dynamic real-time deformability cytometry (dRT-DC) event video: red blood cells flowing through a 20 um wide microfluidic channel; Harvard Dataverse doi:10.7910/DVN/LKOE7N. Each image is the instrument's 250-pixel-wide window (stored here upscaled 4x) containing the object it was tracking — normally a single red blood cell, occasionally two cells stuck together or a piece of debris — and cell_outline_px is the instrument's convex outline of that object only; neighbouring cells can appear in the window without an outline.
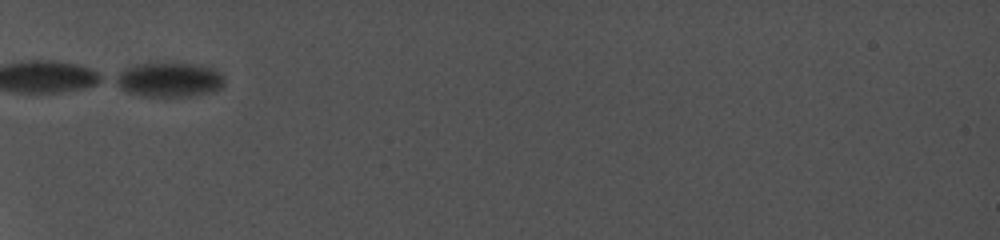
{"species": "common noctule bat (a hibernating species)", "species_latin": "Nyctalus noctula", "temperature_condition": "cold", "stored_images_in_passage": 26, "camera_frame_rate_fps": 5000, "um_per_image_px": 0.085, "animal": {"sex": "female", "body_mass_g": 19.0, "forearm_length_mm": 56.7}, "frame": {"image": 1, "passage_image": 1, "time_ms": 0.0, "image_size_px": [1000, 240], "cell_outline_px": [[224, 84], [220, 88], [212, 92], [192, 96], [140, 96], [128, 92], [120, 88], [112, 80], [112, 76], [124, 68], [136, 64], [196, 64], [212, 68], [220, 72], [224, 76]], "centroid_in_image_um": [14.34, 6.78], "position_along_channel_um": 70.7, "area_um2": 22.02}}